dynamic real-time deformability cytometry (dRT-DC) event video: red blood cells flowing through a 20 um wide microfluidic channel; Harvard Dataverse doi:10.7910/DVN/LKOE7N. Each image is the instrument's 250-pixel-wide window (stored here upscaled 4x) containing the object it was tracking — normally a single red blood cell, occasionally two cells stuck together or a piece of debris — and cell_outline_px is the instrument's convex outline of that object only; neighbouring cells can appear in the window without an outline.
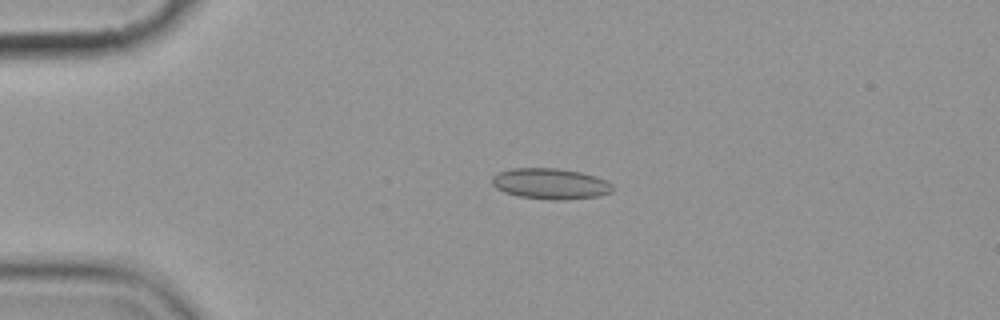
{"species": "common noctule bat (a hibernating species)", "species_latin": "Nyctalus noctula", "temperature_condition": "cold", "stored_images_in_passage": 4, "camera_frame_rate_fps": 3000, "um_per_image_px": 0.085, "animal": {"sex": "female", "body_mass_g": 19.9}, "frame": {"image": 1, "passage_image": 3, "time_ms": 3.333, "image_size_px": [1000, 320], "cell_outline_px": [[612, 192], [600, 196], [556, 200], [552, 200], [520, 196], [504, 192], [496, 188], [492, 184], [492, 176], [496, 172], [512, 168], [556, 168], [580, 172], [596, 176], [612, 184]], "centroid_in_image_um": [46.76, 15.61], "position_along_channel_um": 38.2, "area_um2": 21.62}}